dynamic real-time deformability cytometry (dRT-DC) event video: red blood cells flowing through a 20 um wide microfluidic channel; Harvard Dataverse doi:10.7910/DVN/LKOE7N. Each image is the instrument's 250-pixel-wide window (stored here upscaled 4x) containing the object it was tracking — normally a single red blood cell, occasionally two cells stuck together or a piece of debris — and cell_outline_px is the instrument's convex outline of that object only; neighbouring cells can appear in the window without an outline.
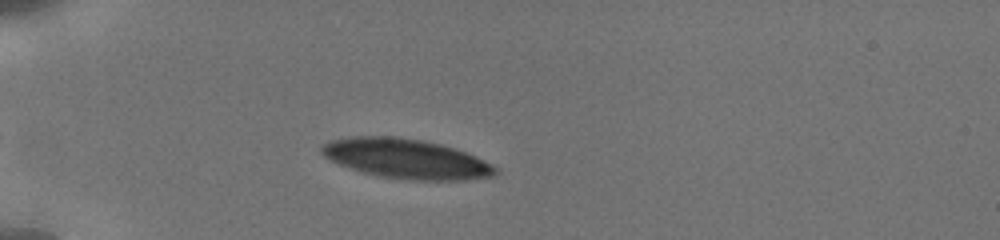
{"species": "human", "species_latin": "Homo sapiens", "temperature_condition": "cold", "stored_images_in_passage": 10, "camera_frame_rate_fps": 3000, "um_per_image_px": 0.085, "donor": {"sex": "male"}, "frame": {"image": 1, "passage_image": 1, "time_ms": 0.0, "image_size_px": [1000, 240], "cell_outline_px": [[500, 172], [496, 176], [464, 180], [412, 180], [380, 176], [364, 172], [340, 164], [324, 156], [320, 152], [320, 144], [332, 140], [352, 136], [400, 136], [440, 144], [456, 148], [476, 156], [500, 168]], "centroid_in_image_um": [34.58, 13.49], "position_along_channel_um": 50.4, "area_um2": 40.34}}
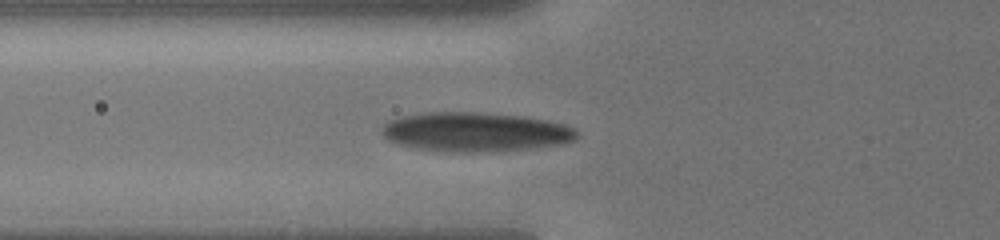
{"frame": {"image": 2, "passage_image": 6, "time_ms": 1.667, "image_size_px": [1000, 240], "cell_outline_px": [[580, 136], [576, 140], [564, 144], [524, 148], [472, 152], [460, 152], [416, 148], [400, 144], [388, 140], [380, 132], [380, 128], [388, 120], [404, 116], [428, 112], [480, 112], [524, 116], [548, 120], [564, 124], [576, 128]], "centroid_in_image_um": [40.44, 11.2], "position_along_channel_um": 85.4, "area_um2": 44.56}}
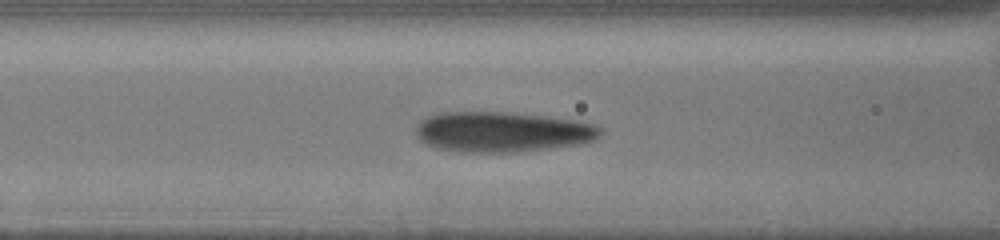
{"frame": {"image": 3, "passage_image": 9, "time_ms": 2.667, "image_size_px": [1000, 240], "cell_outline_px": [[600, 136], [596, 140], [576, 144], [548, 148], [516, 152], [460, 152], [436, 148], [420, 140], [416, 136], [416, 124], [420, 120], [428, 116], [440, 112], [508, 112], [548, 116], [580, 120], [592, 124], [600, 128]], "centroid_in_image_um": [42.67, 11.2], "position_along_channel_um": 123.9, "area_um2": 43.52}}